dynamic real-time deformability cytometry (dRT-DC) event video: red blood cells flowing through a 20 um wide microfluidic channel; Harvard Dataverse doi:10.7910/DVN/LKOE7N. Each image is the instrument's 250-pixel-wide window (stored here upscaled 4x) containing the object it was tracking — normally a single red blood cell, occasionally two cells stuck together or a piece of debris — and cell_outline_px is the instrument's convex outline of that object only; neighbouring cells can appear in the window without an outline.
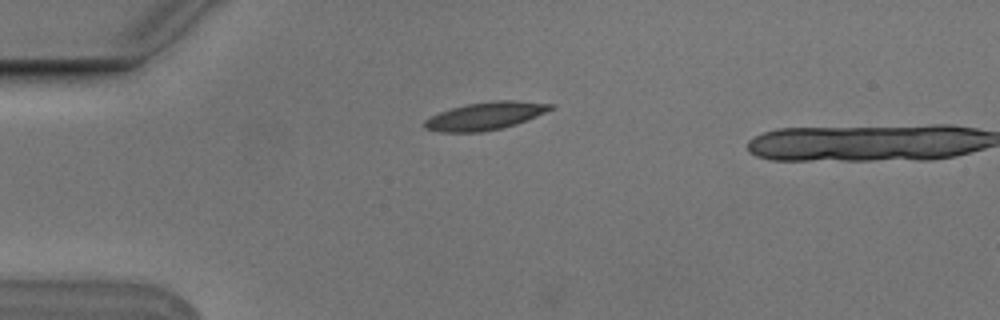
{"species": "Egyptian fruit bat (a non-hibernating species)", "species_latin": "Rousettus aegyptiacus", "temperature_condition": "cold", "stored_images_in_passage": 3, "camera_frame_rate_fps": 3000, "um_per_image_px": 0.085, "animal": {"sex": "male"}, "frame": {"image": 1, "passage_image": 1, "time_ms": 0.0, "image_size_px": [1000, 320], "cell_outline_px": [[556, 108], [516, 124], [500, 128], [480, 132], [440, 132], [424, 128], [424, 120], [440, 112], [452, 108], [468, 104], [492, 100], [516, 100], [552, 104]], "centroid_in_image_um": [41.26, 9.85], "position_along_channel_um": 43.7, "area_um2": 20.23}}